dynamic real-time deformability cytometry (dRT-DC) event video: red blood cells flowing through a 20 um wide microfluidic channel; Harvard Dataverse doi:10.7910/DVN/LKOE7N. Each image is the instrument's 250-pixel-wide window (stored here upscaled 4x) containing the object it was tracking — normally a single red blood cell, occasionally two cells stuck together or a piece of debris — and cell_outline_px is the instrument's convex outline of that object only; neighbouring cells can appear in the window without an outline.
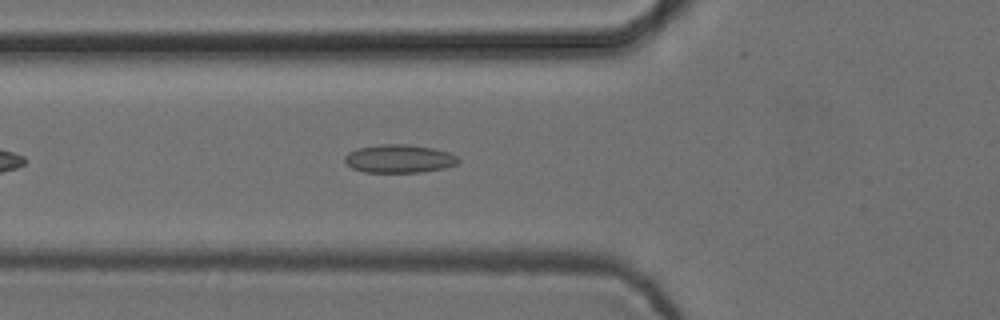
{"species": "common noctule bat (a hibernating species)", "species_latin": "Nyctalus noctula", "temperature_condition": "cold", "stored_images_in_passage": 17, "camera_frame_rate_fps": 3000, "um_per_image_px": 0.085, "animal": {"sex": "female", "body_mass_g": 24.6, "forearm_length_mm": 56.2}, "frame": {"image": 1, "passage_image": 8, "time_ms": 2.333, "image_size_px": [1000, 320], "cell_outline_px": [[460, 160], [456, 164], [444, 168], [420, 172], [364, 172], [352, 168], [344, 160], [344, 156], [348, 152], [360, 148], [380, 144], [408, 144], [432, 148], [448, 152], [456, 156]], "centroid_in_image_um": [33.92, 13.49], "position_along_channel_um": 91.9, "area_um2": 18.55}}
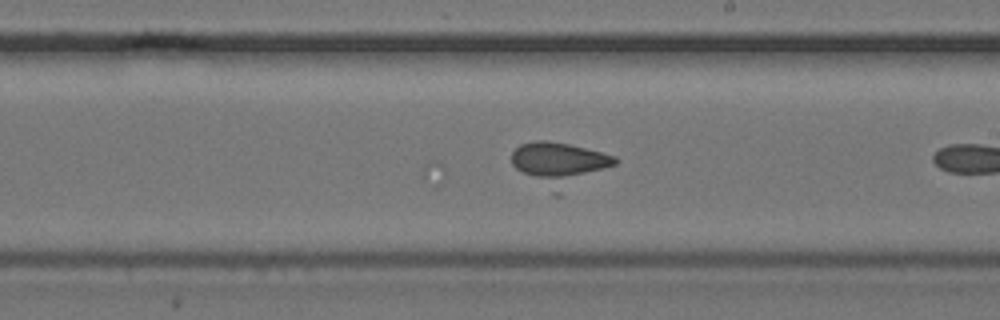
{"frame": {"image": 2, "passage_image": 17, "time_ms": 5.333, "image_size_px": [1000, 320], "cell_outline_px": [[620, 160], [616, 164], [560, 196], [552, 196], [516, 168], [512, 164], [512, 152], [520, 144], [536, 140], [548, 140], [568, 144], [616, 156]], "centroid_in_image_um": [47.57, 13.99], "position_along_channel_um": 241.4, "area_um2": 26.76}}